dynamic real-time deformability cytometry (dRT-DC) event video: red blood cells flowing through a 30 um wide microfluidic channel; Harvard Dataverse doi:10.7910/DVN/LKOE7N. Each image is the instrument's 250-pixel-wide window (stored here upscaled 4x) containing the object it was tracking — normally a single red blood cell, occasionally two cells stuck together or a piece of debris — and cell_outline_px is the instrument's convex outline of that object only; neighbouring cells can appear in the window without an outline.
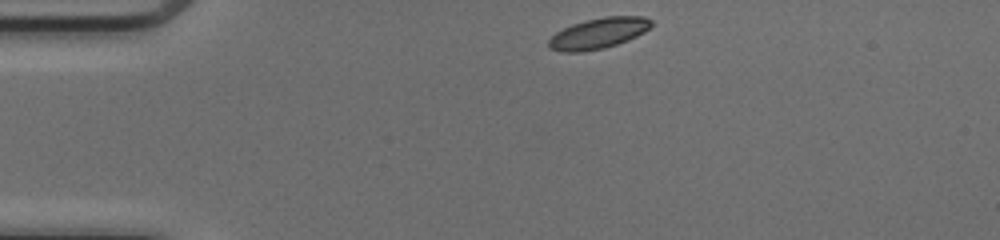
{"species": "common noctule bat (a hibernating species)", "species_latin": "Nyctalus noctula", "temperature_condition": "cold", "stored_images_in_passage": 41, "camera_frame_rate_fps": 3000, "um_per_image_px": 0.085, "animal": {"sex": "female", "body_mass_g": 17.0, "forearm_length_mm": 48.0}, "frame": {"image": 1, "passage_image": 1, "time_ms": 0.0, "image_size_px": [1000, 240], "cell_outline_px": [[652, 24], [644, 32], [628, 40], [604, 48], [580, 52], [564, 52], [548, 48], [548, 40], [556, 32], [572, 24], [584, 20], [604, 16], [644, 16], [652, 20]], "centroid_in_image_um": [50.85, 2.82], "position_along_channel_um": 34.1, "area_um2": 18.38}}
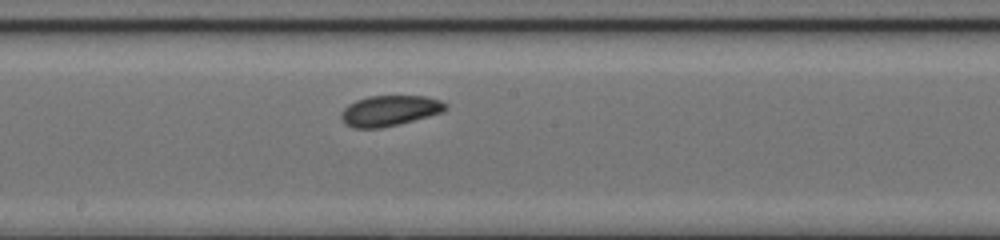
{"frame": {"image": 2, "passage_image": 18, "time_ms": 5.667, "image_size_px": [1000, 240], "cell_outline_px": [[448, 108], [440, 112], [428, 116], [380, 128], [352, 128], [344, 124], [340, 116], [340, 112], [348, 104], [356, 100], [368, 96], [428, 96], [440, 100], [448, 104]], "centroid_in_image_um": [33.08, 9.4], "position_along_channel_um": 215.1, "area_um2": 18.55}}
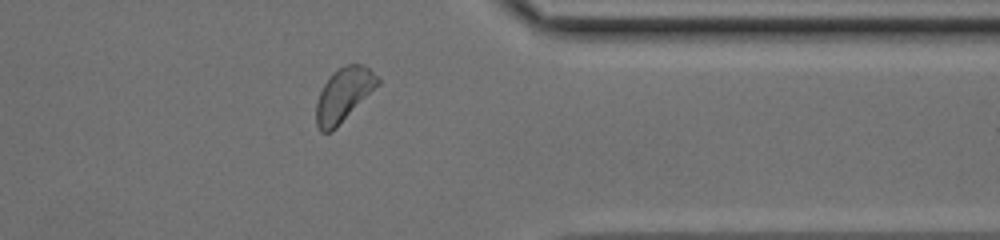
{"frame": {"image": 3, "passage_image": 31, "time_ms": 10.0, "image_size_px": [1000, 240], "cell_outline_px": [[380, 84], [332, 132], [320, 132], [316, 124], [316, 104], [320, 92], [324, 84], [332, 72], [344, 64], [364, 64], [380, 80]], "centroid_in_image_um": [29.2, 8.05], "position_along_channel_um": 382.2, "area_um2": 19.25}, "authors_computed_cell_mechanics": {"area_um2": 18.5538, "velocity_mm_per_s": 4.0791, "shape_relaxation_time_tau1_ms": 1.9801, "shape_relaxation_time_tau2_ms": 6.7486, "deformation_change_tau1": 0.0866, "deformation_change_tau2": 0.1193}}